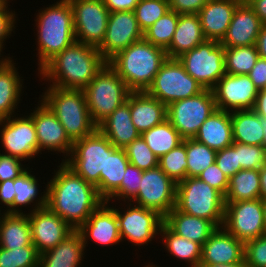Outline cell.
<instances>
[{"label":"cell","instance_id":"55","mask_svg":"<svg viewBox=\"0 0 266 267\" xmlns=\"http://www.w3.org/2000/svg\"><path fill=\"white\" fill-rule=\"evenodd\" d=\"M14 198V179L0 182V204L3 203L7 210L13 204Z\"/></svg>","mask_w":266,"mask_h":267},{"label":"cell","instance_id":"41","mask_svg":"<svg viewBox=\"0 0 266 267\" xmlns=\"http://www.w3.org/2000/svg\"><path fill=\"white\" fill-rule=\"evenodd\" d=\"M179 14L169 10L144 32V39L154 46L166 50L173 39L177 28Z\"/></svg>","mask_w":266,"mask_h":267},{"label":"cell","instance_id":"24","mask_svg":"<svg viewBox=\"0 0 266 267\" xmlns=\"http://www.w3.org/2000/svg\"><path fill=\"white\" fill-rule=\"evenodd\" d=\"M243 0H209L197 13L207 40L221 41L231 23L233 13Z\"/></svg>","mask_w":266,"mask_h":267},{"label":"cell","instance_id":"4","mask_svg":"<svg viewBox=\"0 0 266 267\" xmlns=\"http://www.w3.org/2000/svg\"><path fill=\"white\" fill-rule=\"evenodd\" d=\"M35 17L38 50V71L57 53L76 41L73 10L69 0H59L38 10Z\"/></svg>","mask_w":266,"mask_h":267},{"label":"cell","instance_id":"42","mask_svg":"<svg viewBox=\"0 0 266 267\" xmlns=\"http://www.w3.org/2000/svg\"><path fill=\"white\" fill-rule=\"evenodd\" d=\"M186 139L159 158V167L176 183L187 177Z\"/></svg>","mask_w":266,"mask_h":267},{"label":"cell","instance_id":"61","mask_svg":"<svg viewBox=\"0 0 266 267\" xmlns=\"http://www.w3.org/2000/svg\"><path fill=\"white\" fill-rule=\"evenodd\" d=\"M200 267H247V265L245 262H238L233 264L200 265Z\"/></svg>","mask_w":266,"mask_h":267},{"label":"cell","instance_id":"52","mask_svg":"<svg viewBox=\"0 0 266 267\" xmlns=\"http://www.w3.org/2000/svg\"><path fill=\"white\" fill-rule=\"evenodd\" d=\"M8 1H4L0 5V42L5 44L4 41L11 36L12 31L16 28L15 23H17L16 20V14L15 11H10V8H8Z\"/></svg>","mask_w":266,"mask_h":267},{"label":"cell","instance_id":"12","mask_svg":"<svg viewBox=\"0 0 266 267\" xmlns=\"http://www.w3.org/2000/svg\"><path fill=\"white\" fill-rule=\"evenodd\" d=\"M177 183L159 166L144 170L133 204L157 211L165 217L176 205Z\"/></svg>","mask_w":266,"mask_h":267},{"label":"cell","instance_id":"28","mask_svg":"<svg viewBox=\"0 0 266 267\" xmlns=\"http://www.w3.org/2000/svg\"><path fill=\"white\" fill-rule=\"evenodd\" d=\"M164 224L175 234L201 246L217 227L209 220L179 211L176 207L164 217Z\"/></svg>","mask_w":266,"mask_h":267},{"label":"cell","instance_id":"57","mask_svg":"<svg viewBox=\"0 0 266 267\" xmlns=\"http://www.w3.org/2000/svg\"><path fill=\"white\" fill-rule=\"evenodd\" d=\"M263 24H266V0H245Z\"/></svg>","mask_w":266,"mask_h":267},{"label":"cell","instance_id":"9","mask_svg":"<svg viewBox=\"0 0 266 267\" xmlns=\"http://www.w3.org/2000/svg\"><path fill=\"white\" fill-rule=\"evenodd\" d=\"M203 90L178 58H167L146 92L168 106L172 102L198 95Z\"/></svg>","mask_w":266,"mask_h":267},{"label":"cell","instance_id":"62","mask_svg":"<svg viewBox=\"0 0 266 267\" xmlns=\"http://www.w3.org/2000/svg\"><path fill=\"white\" fill-rule=\"evenodd\" d=\"M3 45L4 44L0 42V68L4 67L5 65H7L9 62L13 60L12 57H8V56L3 57V54H1L3 52L2 49L4 48Z\"/></svg>","mask_w":266,"mask_h":267},{"label":"cell","instance_id":"59","mask_svg":"<svg viewBox=\"0 0 266 267\" xmlns=\"http://www.w3.org/2000/svg\"><path fill=\"white\" fill-rule=\"evenodd\" d=\"M260 58L266 59V24H263L256 41Z\"/></svg>","mask_w":266,"mask_h":267},{"label":"cell","instance_id":"18","mask_svg":"<svg viewBox=\"0 0 266 267\" xmlns=\"http://www.w3.org/2000/svg\"><path fill=\"white\" fill-rule=\"evenodd\" d=\"M143 37L144 33L134 11L110 12L104 40L97 48L108 61L116 53L142 40Z\"/></svg>","mask_w":266,"mask_h":267},{"label":"cell","instance_id":"38","mask_svg":"<svg viewBox=\"0 0 266 267\" xmlns=\"http://www.w3.org/2000/svg\"><path fill=\"white\" fill-rule=\"evenodd\" d=\"M141 136L158 159L183 142L179 132L167 119Z\"/></svg>","mask_w":266,"mask_h":267},{"label":"cell","instance_id":"54","mask_svg":"<svg viewBox=\"0 0 266 267\" xmlns=\"http://www.w3.org/2000/svg\"><path fill=\"white\" fill-rule=\"evenodd\" d=\"M247 75L258 91L266 89V59L259 57L254 67Z\"/></svg>","mask_w":266,"mask_h":267},{"label":"cell","instance_id":"2","mask_svg":"<svg viewBox=\"0 0 266 267\" xmlns=\"http://www.w3.org/2000/svg\"><path fill=\"white\" fill-rule=\"evenodd\" d=\"M107 64L97 47L75 41L39 71L40 79L62 89L84 90Z\"/></svg>","mask_w":266,"mask_h":267},{"label":"cell","instance_id":"30","mask_svg":"<svg viewBox=\"0 0 266 267\" xmlns=\"http://www.w3.org/2000/svg\"><path fill=\"white\" fill-rule=\"evenodd\" d=\"M206 40L197 14H179L173 39L165 50L167 57L178 58Z\"/></svg>","mask_w":266,"mask_h":267},{"label":"cell","instance_id":"26","mask_svg":"<svg viewBox=\"0 0 266 267\" xmlns=\"http://www.w3.org/2000/svg\"><path fill=\"white\" fill-rule=\"evenodd\" d=\"M131 120L142 134L166 119V105L146 91L130 93Z\"/></svg>","mask_w":266,"mask_h":267},{"label":"cell","instance_id":"35","mask_svg":"<svg viewBox=\"0 0 266 267\" xmlns=\"http://www.w3.org/2000/svg\"><path fill=\"white\" fill-rule=\"evenodd\" d=\"M12 60L4 67L0 68V120L10 118L15 115L20 97L22 94L23 79L17 72Z\"/></svg>","mask_w":266,"mask_h":267},{"label":"cell","instance_id":"25","mask_svg":"<svg viewBox=\"0 0 266 267\" xmlns=\"http://www.w3.org/2000/svg\"><path fill=\"white\" fill-rule=\"evenodd\" d=\"M98 129L112 145L122 149L141 135L131 120L130 94L124 104L116 108L98 125Z\"/></svg>","mask_w":266,"mask_h":267},{"label":"cell","instance_id":"15","mask_svg":"<svg viewBox=\"0 0 266 267\" xmlns=\"http://www.w3.org/2000/svg\"><path fill=\"white\" fill-rule=\"evenodd\" d=\"M223 227L243 243L265 235L262 199L225 203Z\"/></svg>","mask_w":266,"mask_h":267},{"label":"cell","instance_id":"44","mask_svg":"<svg viewBox=\"0 0 266 267\" xmlns=\"http://www.w3.org/2000/svg\"><path fill=\"white\" fill-rule=\"evenodd\" d=\"M39 253L33 244L16 249L0 247V267H38Z\"/></svg>","mask_w":266,"mask_h":267},{"label":"cell","instance_id":"47","mask_svg":"<svg viewBox=\"0 0 266 267\" xmlns=\"http://www.w3.org/2000/svg\"><path fill=\"white\" fill-rule=\"evenodd\" d=\"M238 163L241 169H261L266 165L265 148L263 146L238 143Z\"/></svg>","mask_w":266,"mask_h":267},{"label":"cell","instance_id":"46","mask_svg":"<svg viewBox=\"0 0 266 267\" xmlns=\"http://www.w3.org/2000/svg\"><path fill=\"white\" fill-rule=\"evenodd\" d=\"M142 173L143 170L129 163L126 167L120 188L107 200V202L110 203L112 199H121L123 202H130L138 193Z\"/></svg>","mask_w":266,"mask_h":267},{"label":"cell","instance_id":"3","mask_svg":"<svg viewBox=\"0 0 266 267\" xmlns=\"http://www.w3.org/2000/svg\"><path fill=\"white\" fill-rule=\"evenodd\" d=\"M163 48L144 38L129 45L110 58L107 63L123 79L132 92L147 91L167 59Z\"/></svg>","mask_w":266,"mask_h":267},{"label":"cell","instance_id":"21","mask_svg":"<svg viewBox=\"0 0 266 267\" xmlns=\"http://www.w3.org/2000/svg\"><path fill=\"white\" fill-rule=\"evenodd\" d=\"M104 201L77 230L83 237L84 246L92 239L99 245H116L121 241L116 212Z\"/></svg>","mask_w":266,"mask_h":267},{"label":"cell","instance_id":"40","mask_svg":"<svg viewBox=\"0 0 266 267\" xmlns=\"http://www.w3.org/2000/svg\"><path fill=\"white\" fill-rule=\"evenodd\" d=\"M216 150L194 138L186 139L187 177H198L216 159Z\"/></svg>","mask_w":266,"mask_h":267},{"label":"cell","instance_id":"23","mask_svg":"<svg viewBox=\"0 0 266 267\" xmlns=\"http://www.w3.org/2000/svg\"><path fill=\"white\" fill-rule=\"evenodd\" d=\"M262 25L254 10L243 0L234 11L227 32L219 43L224 48L256 45Z\"/></svg>","mask_w":266,"mask_h":267},{"label":"cell","instance_id":"11","mask_svg":"<svg viewBox=\"0 0 266 267\" xmlns=\"http://www.w3.org/2000/svg\"><path fill=\"white\" fill-rule=\"evenodd\" d=\"M216 109L213 91L204 89L198 95L166 106V119L183 139H190L196 136L201 125Z\"/></svg>","mask_w":266,"mask_h":267},{"label":"cell","instance_id":"39","mask_svg":"<svg viewBox=\"0 0 266 267\" xmlns=\"http://www.w3.org/2000/svg\"><path fill=\"white\" fill-rule=\"evenodd\" d=\"M259 57L256 45L224 48L226 73L247 75Z\"/></svg>","mask_w":266,"mask_h":267},{"label":"cell","instance_id":"33","mask_svg":"<svg viewBox=\"0 0 266 267\" xmlns=\"http://www.w3.org/2000/svg\"><path fill=\"white\" fill-rule=\"evenodd\" d=\"M129 163L124 149L111 145L106 150L105 174H100V184L96 187L104 201H107L120 188Z\"/></svg>","mask_w":266,"mask_h":267},{"label":"cell","instance_id":"7","mask_svg":"<svg viewBox=\"0 0 266 267\" xmlns=\"http://www.w3.org/2000/svg\"><path fill=\"white\" fill-rule=\"evenodd\" d=\"M83 91L91 118L97 126L124 104L132 92L108 63Z\"/></svg>","mask_w":266,"mask_h":267},{"label":"cell","instance_id":"50","mask_svg":"<svg viewBox=\"0 0 266 267\" xmlns=\"http://www.w3.org/2000/svg\"><path fill=\"white\" fill-rule=\"evenodd\" d=\"M198 177L218 190L223 196L226 195L229 187V178L219 169L215 162L201 172Z\"/></svg>","mask_w":266,"mask_h":267},{"label":"cell","instance_id":"10","mask_svg":"<svg viewBox=\"0 0 266 267\" xmlns=\"http://www.w3.org/2000/svg\"><path fill=\"white\" fill-rule=\"evenodd\" d=\"M178 60L204 89L212 90L226 74L224 47L216 40H206L183 53Z\"/></svg>","mask_w":266,"mask_h":267},{"label":"cell","instance_id":"16","mask_svg":"<svg viewBox=\"0 0 266 267\" xmlns=\"http://www.w3.org/2000/svg\"><path fill=\"white\" fill-rule=\"evenodd\" d=\"M16 115L0 120V143L2 154L31 160L38 155V141L32 117Z\"/></svg>","mask_w":266,"mask_h":267},{"label":"cell","instance_id":"64","mask_svg":"<svg viewBox=\"0 0 266 267\" xmlns=\"http://www.w3.org/2000/svg\"><path fill=\"white\" fill-rule=\"evenodd\" d=\"M263 129H264V143H263V147L266 150V119H263Z\"/></svg>","mask_w":266,"mask_h":267},{"label":"cell","instance_id":"29","mask_svg":"<svg viewBox=\"0 0 266 267\" xmlns=\"http://www.w3.org/2000/svg\"><path fill=\"white\" fill-rule=\"evenodd\" d=\"M84 250L83 237L75 230L53 249L40 254L38 267H80Z\"/></svg>","mask_w":266,"mask_h":267},{"label":"cell","instance_id":"45","mask_svg":"<svg viewBox=\"0 0 266 267\" xmlns=\"http://www.w3.org/2000/svg\"><path fill=\"white\" fill-rule=\"evenodd\" d=\"M124 150L130 164L143 171L155 168L159 165L158 157L148 147L141 135L127 145Z\"/></svg>","mask_w":266,"mask_h":267},{"label":"cell","instance_id":"37","mask_svg":"<svg viewBox=\"0 0 266 267\" xmlns=\"http://www.w3.org/2000/svg\"><path fill=\"white\" fill-rule=\"evenodd\" d=\"M162 243L173 257L184 260L188 267L200 266L202 246L172 232L164 223L160 228Z\"/></svg>","mask_w":266,"mask_h":267},{"label":"cell","instance_id":"8","mask_svg":"<svg viewBox=\"0 0 266 267\" xmlns=\"http://www.w3.org/2000/svg\"><path fill=\"white\" fill-rule=\"evenodd\" d=\"M112 145L97 129L91 135L74 141L72 151L64 163L86 182L97 187L100 174H105L106 150Z\"/></svg>","mask_w":266,"mask_h":267},{"label":"cell","instance_id":"58","mask_svg":"<svg viewBox=\"0 0 266 267\" xmlns=\"http://www.w3.org/2000/svg\"><path fill=\"white\" fill-rule=\"evenodd\" d=\"M253 110L263 119H266V89L258 92Z\"/></svg>","mask_w":266,"mask_h":267},{"label":"cell","instance_id":"1","mask_svg":"<svg viewBox=\"0 0 266 267\" xmlns=\"http://www.w3.org/2000/svg\"><path fill=\"white\" fill-rule=\"evenodd\" d=\"M47 182V207L74 230L104 202L94 185L86 182L64 162Z\"/></svg>","mask_w":266,"mask_h":267},{"label":"cell","instance_id":"36","mask_svg":"<svg viewBox=\"0 0 266 267\" xmlns=\"http://www.w3.org/2000/svg\"><path fill=\"white\" fill-rule=\"evenodd\" d=\"M259 170L242 169L229 179V187L224 196L225 203L259 199Z\"/></svg>","mask_w":266,"mask_h":267},{"label":"cell","instance_id":"63","mask_svg":"<svg viewBox=\"0 0 266 267\" xmlns=\"http://www.w3.org/2000/svg\"><path fill=\"white\" fill-rule=\"evenodd\" d=\"M263 211H264V224H265V232H266V199H262Z\"/></svg>","mask_w":266,"mask_h":267},{"label":"cell","instance_id":"60","mask_svg":"<svg viewBox=\"0 0 266 267\" xmlns=\"http://www.w3.org/2000/svg\"><path fill=\"white\" fill-rule=\"evenodd\" d=\"M260 197L266 199V165L259 169Z\"/></svg>","mask_w":266,"mask_h":267},{"label":"cell","instance_id":"56","mask_svg":"<svg viewBox=\"0 0 266 267\" xmlns=\"http://www.w3.org/2000/svg\"><path fill=\"white\" fill-rule=\"evenodd\" d=\"M109 12L134 11L139 0H103Z\"/></svg>","mask_w":266,"mask_h":267},{"label":"cell","instance_id":"20","mask_svg":"<svg viewBox=\"0 0 266 267\" xmlns=\"http://www.w3.org/2000/svg\"><path fill=\"white\" fill-rule=\"evenodd\" d=\"M31 225L32 244L43 254L65 240L75 230L48 207L28 213Z\"/></svg>","mask_w":266,"mask_h":267},{"label":"cell","instance_id":"32","mask_svg":"<svg viewBox=\"0 0 266 267\" xmlns=\"http://www.w3.org/2000/svg\"><path fill=\"white\" fill-rule=\"evenodd\" d=\"M31 172V169L29 170L28 168L18 178L14 179L15 198L13 204L7 210H4V212L23 213V210H21L22 207H27L28 205H32L29 213L36 209L47 207V186H45L46 188L42 192L43 194L41 193V197L38 196L40 185L38 184V179Z\"/></svg>","mask_w":266,"mask_h":267},{"label":"cell","instance_id":"48","mask_svg":"<svg viewBox=\"0 0 266 267\" xmlns=\"http://www.w3.org/2000/svg\"><path fill=\"white\" fill-rule=\"evenodd\" d=\"M247 267H266V234L244 243Z\"/></svg>","mask_w":266,"mask_h":267},{"label":"cell","instance_id":"53","mask_svg":"<svg viewBox=\"0 0 266 267\" xmlns=\"http://www.w3.org/2000/svg\"><path fill=\"white\" fill-rule=\"evenodd\" d=\"M170 10L178 14H197L209 0H168Z\"/></svg>","mask_w":266,"mask_h":267},{"label":"cell","instance_id":"49","mask_svg":"<svg viewBox=\"0 0 266 267\" xmlns=\"http://www.w3.org/2000/svg\"><path fill=\"white\" fill-rule=\"evenodd\" d=\"M215 163L229 179L242 170L238 163V143L233 142L231 146L217 151Z\"/></svg>","mask_w":266,"mask_h":267},{"label":"cell","instance_id":"17","mask_svg":"<svg viewBox=\"0 0 266 267\" xmlns=\"http://www.w3.org/2000/svg\"><path fill=\"white\" fill-rule=\"evenodd\" d=\"M39 102V106L37 105L35 110L29 113L36 130L38 154H42L41 151L45 150L57 151L56 153L64 154L65 159L62 160L64 162L69 157L74 142L69 138L56 115L40 99Z\"/></svg>","mask_w":266,"mask_h":267},{"label":"cell","instance_id":"14","mask_svg":"<svg viewBox=\"0 0 266 267\" xmlns=\"http://www.w3.org/2000/svg\"><path fill=\"white\" fill-rule=\"evenodd\" d=\"M77 42L98 47L104 40L109 10L103 0H69Z\"/></svg>","mask_w":266,"mask_h":267},{"label":"cell","instance_id":"65","mask_svg":"<svg viewBox=\"0 0 266 267\" xmlns=\"http://www.w3.org/2000/svg\"><path fill=\"white\" fill-rule=\"evenodd\" d=\"M144 267H159L158 265H154L153 262H149V264L145 265Z\"/></svg>","mask_w":266,"mask_h":267},{"label":"cell","instance_id":"27","mask_svg":"<svg viewBox=\"0 0 266 267\" xmlns=\"http://www.w3.org/2000/svg\"><path fill=\"white\" fill-rule=\"evenodd\" d=\"M194 139L216 151L231 146L233 144L231 113L216 109L201 125Z\"/></svg>","mask_w":266,"mask_h":267},{"label":"cell","instance_id":"22","mask_svg":"<svg viewBox=\"0 0 266 267\" xmlns=\"http://www.w3.org/2000/svg\"><path fill=\"white\" fill-rule=\"evenodd\" d=\"M244 261V243L224 227L217 228L202 245L200 265L233 264Z\"/></svg>","mask_w":266,"mask_h":267},{"label":"cell","instance_id":"31","mask_svg":"<svg viewBox=\"0 0 266 267\" xmlns=\"http://www.w3.org/2000/svg\"><path fill=\"white\" fill-rule=\"evenodd\" d=\"M31 244L28 213H0V247L12 250Z\"/></svg>","mask_w":266,"mask_h":267},{"label":"cell","instance_id":"51","mask_svg":"<svg viewBox=\"0 0 266 267\" xmlns=\"http://www.w3.org/2000/svg\"><path fill=\"white\" fill-rule=\"evenodd\" d=\"M23 160L0 153V182L18 178L29 167L21 164Z\"/></svg>","mask_w":266,"mask_h":267},{"label":"cell","instance_id":"6","mask_svg":"<svg viewBox=\"0 0 266 267\" xmlns=\"http://www.w3.org/2000/svg\"><path fill=\"white\" fill-rule=\"evenodd\" d=\"M175 207L183 213L207 219L217 228L223 227L224 196L199 177H186L177 183Z\"/></svg>","mask_w":266,"mask_h":267},{"label":"cell","instance_id":"13","mask_svg":"<svg viewBox=\"0 0 266 267\" xmlns=\"http://www.w3.org/2000/svg\"><path fill=\"white\" fill-rule=\"evenodd\" d=\"M128 204L129 206L126 205V208L122 210L124 213L116 208V205L114 208L121 241L127 239L135 246H144V244L148 246V243L160 233L164 217L152 209L140 207L131 202Z\"/></svg>","mask_w":266,"mask_h":267},{"label":"cell","instance_id":"34","mask_svg":"<svg viewBox=\"0 0 266 267\" xmlns=\"http://www.w3.org/2000/svg\"><path fill=\"white\" fill-rule=\"evenodd\" d=\"M233 142L263 146V118L253 109L232 111Z\"/></svg>","mask_w":266,"mask_h":267},{"label":"cell","instance_id":"5","mask_svg":"<svg viewBox=\"0 0 266 267\" xmlns=\"http://www.w3.org/2000/svg\"><path fill=\"white\" fill-rule=\"evenodd\" d=\"M39 98L56 115L73 142L98 129L91 118L83 90L50 85Z\"/></svg>","mask_w":266,"mask_h":267},{"label":"cell","instance_id":"43","mask_svg":"<svg viewBox=\"0 0 266 267\" xmlns=\"http://www.w3.org/2000/svg\"><path fill=\"white\" fill-rule=\"evenodd\" d=\"M169 10L168 0H139L135 6L134 13L144 33Z\"/></svg>","mask_w":266,"mask_h":267},{"label":"cell","instance_id":"19","mask_svg":"<svg viewBox=\"0 0 266 267\" xmlns=\"http://www.w3.org/2000/svg\"><path fill=\"white\" fill-rule=\"evenodd\" d=\"M216 108L232 112L253 109L258 89L248 75L226 73L212 89Z\"/></svg>","mask_w":266,"mask_h":267}]
</instances>
